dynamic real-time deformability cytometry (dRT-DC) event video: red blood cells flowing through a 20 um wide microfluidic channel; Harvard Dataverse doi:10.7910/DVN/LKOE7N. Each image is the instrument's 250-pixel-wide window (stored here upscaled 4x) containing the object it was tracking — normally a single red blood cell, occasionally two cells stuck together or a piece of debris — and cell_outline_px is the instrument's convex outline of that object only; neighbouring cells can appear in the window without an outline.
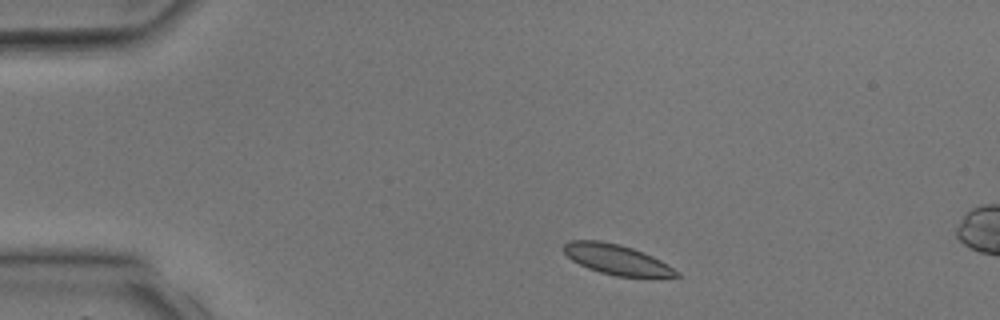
{"species": "common noctule bat (a hibernating species)", "species_latin": "Nyctalus noctula", "temperature_condition": "room temperature", "stored_images_in_passage": 2, "camera_frame_rate_fps": 3000, "um_per_image_px": 0.085, "animal": {"sex": "male", "body_mass_g": 17.9, "forearm_length_mm": 54.2}, "frame": {"image": 1, "passage_image": 1, "time_ms": 0.0, "image_size_px": [1000, 320], "cell_outline_px": [[680, 276], [616, 276], [600, 272], [588, 268], [572, 260], [564, 252], [564, 244], [568, 240], [600, 240], [620, 244], [632, 248], [652, 256], [660, 260], [680, 272]], "centroid_in_image_um": [52.39, 22.04], "position_along_channel_um": 32.6, "area_um2": 19.48}}